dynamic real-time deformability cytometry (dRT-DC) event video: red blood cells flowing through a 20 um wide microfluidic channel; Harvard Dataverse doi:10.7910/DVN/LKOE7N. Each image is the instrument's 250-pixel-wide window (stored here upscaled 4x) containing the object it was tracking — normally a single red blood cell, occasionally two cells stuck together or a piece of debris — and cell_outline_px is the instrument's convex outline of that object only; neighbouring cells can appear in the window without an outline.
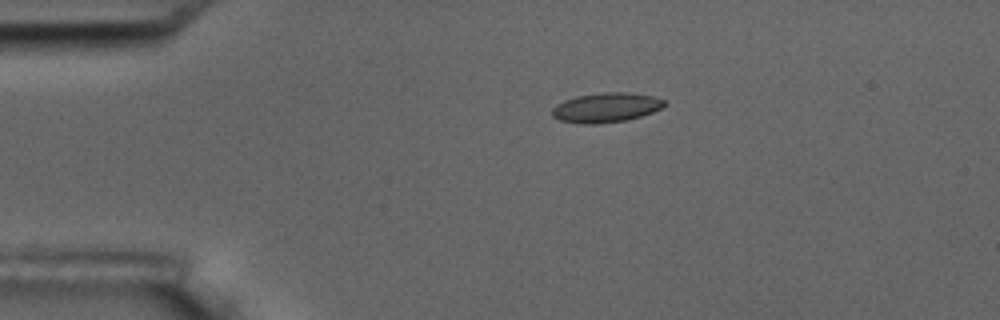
{"species": "common noctule bat (a hibernating species)", "species_latin": "Nyctalus noctula", "temperature_condition": "room temperature", "stored_images_in_passage": 14, "camera_frame_rate_fps": 3000, "um_per_image_px": 0.085, "animal": {"sex": "male", "body_mass_g": 17.5, "forearm_length_mm": 52.3}, "frame": {"image": 1, "passage_image": 1, "time_ms": 0.0, "image_size_px": [1000, 320], "cell_outline_px": [[664, 104], [660, 108], [652, 112], [640, 116], [624, 120], [600, 124], [580, 124], [560, 120], [552, 116], [552, 108], [556, 104], [564, 100], [576, 96], [604, 92], [628, 92], [652, 96], [664, 100]], "centroid_in_image_um": [51.46, 9.14], "position_along_channel_um": 33.5, "area_um2": 19.25}}
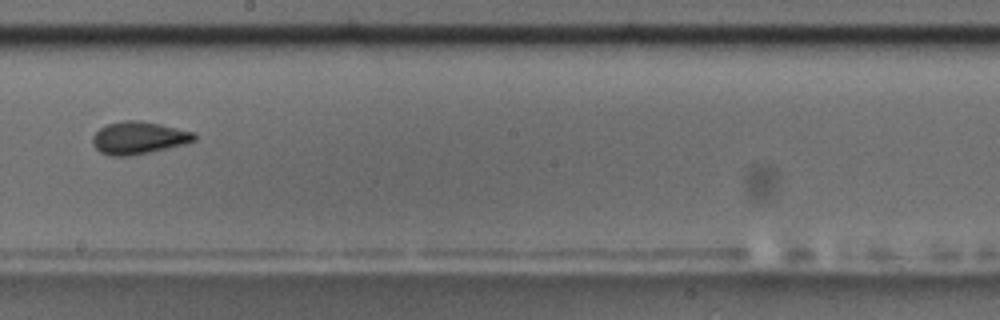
{"frame": {"image": 2, "passage_image": 7, "time_ms": 7.0, "image_size_px": [1000, 320], "cell_outline_px": [[196, 140], [184, 144], [168, 148], [128, 156], [108, 156], [100, 152], [92, 144], [92, 136], [100, 128], [108, 124], [124, 120], [140, 120], [160, 124], [196, 132]], "centroid_in_image_um": [11.78, 11.71], "position_along_channel_um": 236.4, "area_um2": 19.31}}
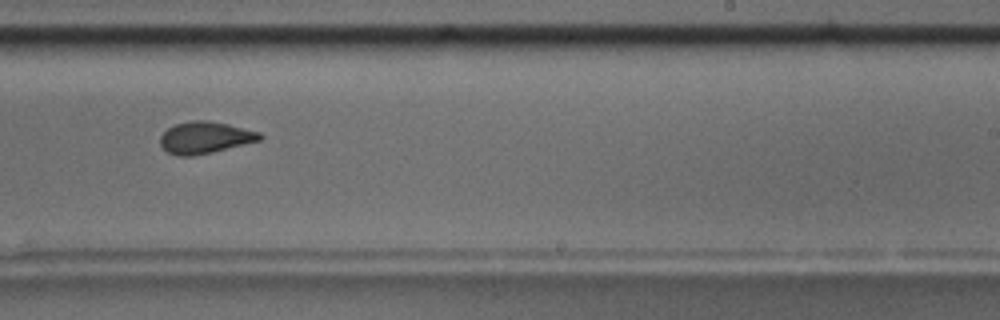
{"frame": {"image": 3, "passage_image": 8, "time_ms": 8.0, "image_size_px": [1000, 320], "cell_outline_px": [[264, 136], [260, 140], [212, 152], [192, 156], [176, 156], [168, 152], [160, 144], [160, 136], [168, 128], [176, 124], [192, 120], [208, 120], [228, 124], [260, 132]], "centroid_in_image_um": [17.42, 11.69], "position_along_channel_um": 271.6, "area_um2": 18.38}, "authors_computed_cell_mechanics": {"area_um2": 19.074, "velocity_mm_per_s": 3.525, "shape_relaxation_time_tau1_ms": 6.0875, "shape_relaxation_time_tau2_ms": 1.0292, "deformation_change_tau1": 0.1718, "deformation_change_tau2": 0.0795}}